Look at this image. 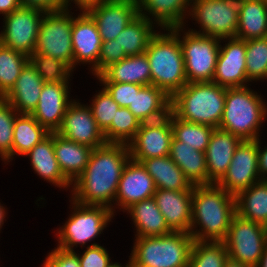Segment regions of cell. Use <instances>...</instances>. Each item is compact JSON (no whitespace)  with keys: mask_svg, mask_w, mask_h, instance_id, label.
<instances>
[{"mask_svg":"<svg viewBox=\"0 0 267 267\" xmlns=\"http://www.w3.org/2000/svg\"><path fill=\"white\" fill-rule=\"evenodd\" d=\"M29 62L39 73L44 83L72 81L73 71L61 60L33 53L29 56Z\"/></svg>","mask_w":267,"mask_h":267,"instance_id":"obj_41","label":"cell"},{"mask_svg":"<svg viewBox=\"0 0 267 267\" xmlns=\"http://www.w3.org/2000/svg\"><path fill=\"white\" fill-rule=\"evenodd\" d=\"M85 11L95 21L102 41L116 39L139 15L137 0H106L87 7Z\"/></svg>","mask_w":267,"mask_h":267,"instance_id":"obj_18","label":"cell"},{"mask_svg":"<svg viewBox=\"0 0 267 267\" xmlns=\"http://www.w3.org/2000/svg\"><path fill=\"white\" fill-rule=\"evenodd\" d=\"M168 156L177 164L193 186L208 185L205 152L196 150L173 137Z\"/></svg>","mask_w":267,"mask_h":267,"instance_id":"obj_30","label":"cell"},{"mask_svg":"<svg viewBox=\"0 0 267 267\" xmlns=\"http://www.w3.org/2000/svg\"><path fill=\"white\" fill-rule=\"evenodd\" d=\"M170 30L180 40L188 83L212 82L220 51V39L193 33L185 26Z\"/></svg>","mask_w":267,"mask_h":267,"instance_id":"obj_8","label":"cell"},{"mask_svg":"<svg viewBox=\"0 0 267 267\" xmlns=\"http://www.w3.org/2000/svg\"><path fill=\"white\" fill-rule=\"evenodd\" d=\"M127 55L116 39L102 41L101 52L98 60V76L110 65L118 63Z\"/></svg>","mask_w":267,"mask_h":267,"instance_id":"obj_46","label":"cell"},{"mask_svg":"<svg viewBox=\"0 0 267 267\" xmlns=\"http://www.w3.org/2000/svg\"><path fill=\"white\" fill-rule=\"evenodd\" d=\"M110 267H131V265H130V262H129V260H128L126 264H123V265H122V263H120V262H115V263H114L112 266H110Z\"/></svg>","mask_w":267,"mask_h":267,"instance_id":"obj_55","label":"cell"},{"mask_svg":"<svg viewBox=\"0 0 267 267\" xmlns=\"http://www.w3.org/2000/svg\"><path fill=\"white\" fill-rule=\"evenodd\" d=\"M21 6L20 0H0V14L4 17Z\"/></svg>","mask_w":267,"mask_h":267,"instance_id":"obj_50","label":"cell"},{"mask_svg":"<svg viewBox=\"0 0 267 267\" xmlns=\"http://www.w3.org/2000/svg\"><path fill=\"white\" fill-rule=\"evenodd\" d=\"M130 214L134 224L135 237L163 236L172 231L167 226L164 216L157 207L154 197L144 199L127 208L124 213Z\"/></svg>","mask_w":267,"mask_h":267,"instance_id":"obj_28","label":"cell"},{"mask_svg":"<svg viewBox=\"0 0 267 267\" xmlns=\"http://www.w3.org/2000/svg\"><path fill=\"white\" fill-rule=\"evenodd\" d=\"M159 30L150 39L145 54L151 69V84L172 98L188 83L185 62L179 38L170 29Z\"/></svg>","mask_w":267,"mask_h":267,"instance_id":"obj_3","label":"cell"},{"mask_svg":"<svg viewBox=\"0 0 267 267\" xmlns=\"http://www.w3.org/2000/svg\"><path fill=\"white\" fill-rule=\"evenodd\" d=\"M70 83L50 82L42 87L38 105L31 115L49 132H57L61 127L67 107L74 100L70 97Z\"/></svg>","mask_w":267,"mask_h":267,"instance_id":"obj_19","label":"cell"},{"mask_svg":"<svg viewBox=\"0 0 267 267\" xmlns=\"http://www.w3.org/2000/svg\"><path fill=\"white\" fill-rule=\"evenodd\" d=\"M141 123L167 117L171 111V98L154 85H145L135 91L133 101L127 107Z\"/></svg>","mask_w":267,"mask_h":267,"instance_id":"obj_26","label":"cell"},{"mask_svg":"<svg viewBox=\"0 0 267 267\" xmlns=\"http://www.w3.org/2000/svg\"><path fill=\"white\" fill-rule=\"evenodd\" d=\"M235 214V196L215 183L193 186L189 233L195 241H223Z\"/></svg>","mask_w":267,"mask_h":267,"instance_id":"obj_2","label":"cell"},{"mask_svg":"<svg viewBox=\"0 0 267 267\" xmlns=\"http://www.w3.org/2000/svg\"><path fill=\"white\" fill-rule=\"evenodd\" d=\"M71 212L68 219L55 230L57 246L65 251H75L78 245L82 248L99 245L95 243V238L104 234L103 230L112 220L114 214L110 208L105 206H94L79 204L73 199L69 200ZM113 218V219H112ZM93 240L94 243H91ZM91 243V245L87 243Z\"/></svg>","mask_w":267,"mask_h":267,"instance_id":"obj_7","label":"cell"},{"mask_svg":"<svg viewBox=\"0 0 267 267\" xmlns=\"http://www.w3.org/2000/svg\"><path fill=\"white\" fill-rule=\"evenodd\" d=\"M190 4L191 0H137L139 15L159 29L181 27L188 23Z\"/></svg>","mask_w":267,"mask_h":267,"instance_id":"obj_23","label":"cell"},{"mask_svg":"<svg viewBox=\"0 0 267 267\" xmlns=\"http://www.w3.org/2000/svg\"><path fill=\"white\" fill-rule=\"evenodd\" d=\"M258 1H262V2H265V3H267V0H258Z\"/></svg>","mask_w":267,"mask_h":267,"instance_id":"obj_56","label":"cell"},{"mask_svg":"<svg viewBox=\"0 0 267 267\" xmlns=\"http://www.w3.org/2000/svg\"><path fill=\"white\" fill-rule=\"evenodd\" d=\"M236 214L267 227V180H260L235 196Z\"/></svg>","mask_w":267,"mask_h":267,"instance_id":"obj_33","label":"cell"},{"mask_svg":"<svg viewBox=\"0 0 267 267\" xmlns=\"http://www.w3.org/2000/svg\"><path fill=\"white\" fill-rule=\"evenodd\" d=\"M141 121L126 107H119L110 127L103 133L107 143L128 145L140 129Z\"/></svg>","mask_w":267,"mask_h":267,"instance_id":"obj_39","label":"cell"},{"mask_svg":"<svg viewBox=\"0 0 267 267\" xmlns=\"http://www.w3.org/2000/svg\"><path fill=\"white\" fill-rule=\"evenodd\" d=\"M65 1H66L67 8L73 9L72 8L73 4H75L74 7L77 9L74 11H77V10H85L87 7L91 5H94L96 3H100L106 0H65Z\"/></svg>","mask_w":267,"mask_h":267,"instance_id":"obj_51","label":"cell"},{"mask_svg":"<svg viewBox=\"0 0 267 267\" xmlns=\"http://www.w3.org/2000/svg\"><path fill=\"white\" fill-rule=\"evenodd\" d=\"M42 267H80L78 255L74 251H65L54 247L47 253Z\"/></svg>","mask_w":267,"mask_h":267,"instance_id":"obj_47","label":"cell"},{"mask_svg":"<svg viewBox=\"0 0 267 267\" xmlns=\"http://www.w3.org/2000/svg\"><path fill=\"white\" fill-rule=\"evenodd\" d=\"M257 267H267V244Z\"/></svg>","mask_w":267,"mask_h":267,"instance_id":"obj_54","label":"cell"},{"mask_svg":"<svg viewBox=\"0 0 267 267\" xmlns=\"http://www.w3.org/2000/svg\"><path fill=\"white\" fill-rule=\"evenodd\" d=\"M228 252L223 241H195L188 267H224Z\"/></svg>","mask_w":267,"mask_h":267,"instance_id":"obj_38","label":"cell"},{"mask_svg":"<svg viewBox=\"0 0 267 267\" xmlns=\"http://www.w3.org/2000/svg\"><path fill=\"white\" fill-rule=\"evenodd\" d=\"M29 62V56L0 43V99L15 85L21 70Z\"/></svg>","mask_w":267,"mask_h":267,"instance_id":"obj_37","label":"cell"},{"mask_svg":"<svg viewBox=\"0 0 267 267\" xmlns=\"http://www.w3.org/2000/svg\"><path fill=\"white\" fill-rule=\"evenodd\" d=\"M29 158L30 166L40 179L54 187L71 192L72 184L64 177L54 151V132L36 144L24 157Z\"/></svg>","mask_w":267,"mask_h":267,"instance_id":"obj_24","label":"cell"},{"mask_svg":"<svg viewBox=\"0 0 267 267\" xmlns=\"http://www.w3.org/2000/svg\"><path fill=\"white\" fill-rule=\"evenodd\" d=\"M223 242L229 258L257 267L267 244V227L235 214Z\"/></svg>","mask_w":267,"mask_h":267,"instance_id":"obj_11","label":"cell"},{"mask_svg":"<svg viewBox=\"0 0 267 267\" xmlns=\"http://www.w3.org/2000/svg\"><path fill=\"white\" fill-rule=\"evenodd\" d=\"M98 82L134 83L151 85V69L145 53L127 56L118 63L107 67L99 76Z\"/></svg>","mask_w":267,"mask_h":267,"instance_id":"obj_27","label":"cell"},{"mask_svg":"<svg viewBox=\"0 0 267 267\" xmlns=\"http://www.w3.org/2000/svg\"><path fill=\"white\" fill-rule=\"evenodd\" d=\"M4 204H1L0 202V231H2V226L4 225V221L6 222L7 219H5L7 217V213L8 211L6 210L7 208L5 206H3ZM1 233V232H0Z\"/></svg>","mask_w":267,"mask_h":267,"instance_id":"obj_52","label":"cell"},{"mask_svg":"<svg viewBox=\"0 0 267 267\" xmlns=\"http://www.w3.org/2000/svg\"><path fill=\"white\" fill-rule=\"evenodd\" d=\"M158 29L153 22L138 15L121 31L116 40L127 56L140 55L145 53L150 39Z\"/></svg>","mask_w":267,"mask_h":267,"instance_id":"obj_35","label":"cell"},{"mask_svg":"<svg viewBox=\"0 0 267 267\" xmlns=\"http://www.w3.org/2000/svg\"><path fill=\"white\" fill-rule=\"evenodd\" d=\"M56 133L70 141L87 145L93 149L107 143L88 103L83 104L77 98L67 107L62 125Z\"/></svg>","mask_w":267,"mask_h":267,"instance_id":"obj_17","label":"cell"},{"mask_svg":"<svg viewBox=\"0 0 267 267\" xmlns=\"http://www.w3.org/2000/svg\"><path fill=\"white\" fill-rule=\"evenodd\" d=\"M263 142L258 139V171L261 180H267V146L261 145ZM267 145V144H266Z\"/></svg>","mask_w":267,"mask_h":267,"instance_id":"obj_49","label":"cell"},{"mask_svg":"<svg viewBox=\"0 0 267 267\" xmlns=\"http://www.w3.org/2000/svg\"><path fill=\"white\" fill-rule=\"evenodd\" d=\"M246 75L254 84L267 79V37L246 40Z\"/></svg>","mask_w":267,"mask_h":267,"instance_id":"obj_40","label":"cell"},{"mask_svg":"<svg viewBox=\"0 0 267 267\" xmlns=\"http://www.w3.org/2000/svg\"><path fill=\"white\" fill-rule=\"evenodd\" d=\"M80 267H110L113 262L107 249L101 244L85 248L83 253H78Z\"/></svg>","mask_w":267,"mask_h":267,"instance_id":"obj_45","label":"cell"},{"mask_svg":"<svg viewBox=\"0 0 267 267\" xmlns=\"http://www.w3.org/2000/svg\"><path fill=\"white\" fill-rule=\"evenodd\" d=\"M140 163L153 178L156 189L193 190V185L169 156L143 159Z\"/></svg>","mask_w":267,"mask_h":267,"instance_id":"obj_31","label":"cell"},{"mask_svg":"<svg viewBox=\"0 0 267 267\" xmlns=\"http://www.w3.org/2000/svg\"><path fill=\"white\" fill-rule=\"evenodd\" d=\"M22 6L42 9L46 12H56L67 8L65 0H20Z\"/></svg>","mask_w":267,"mask_h":267,"instance_id":"obj_48","label":"cell"},{"mask_svg":"<svg viewBox=\"0 0 267 267\" xmlns=\"http://www.w3.org/2000/svg\"><path fill=\"white\" fill-rule=\"evenodd\" d=\"M113 100L120 107H128L133 101L135 91H139L143 86L134 83L100 82Z\"/></svg>","mask_w":267,"mask_h":267,"instance_id":"obj_44","label":"cell"},{"mask_svg":"<svg viewBox=\"0 0 267 267\" xmlns=\"http://www.w3.org/2000/svg\"><path fill=\"white\" fill-rule=\"evenodd\" d=\"M251 87L226 88L219 128L241 140H257L267 120V101ZM261 131V132H260Z\"/></svg>","mask_w":267,"mask_h":267,"instance_id":"obj_4","label":"cell"},{"mask_svg":"<svg viewBox=\"0 0 267 267\" xmlns=\"http://www.w3.org/2000/svg\"><path fill=\"white\" fill-rule=\"evenodd\" d=\"M134 240L129 256L131 267H188L194 242L190 233L171 232Z\"/></svg>","mask_w":267,"mask_h":267,"instance_id":"obj_6","label":"cell"},{"mask_svg":"<svg viewBox=\"0 0 267 267\" xmlns=\"http://www.w3.org/2000/svg\"><path fill=\"white\" fill-rule=\"evenodd\" d=\"M131 159L126 144L94 148L83 173L72 183L69 198L79 204L105 206L114 214V200L123 170Z\"/></svg>","mask_w":267,"mask_h":267,"instance_id":"obj_1","label":"cell"},{"mask_svg":"<svg viewBox=\"0 0 267 267\" xmlns=\"http://www.w3.org/2000/svg\"><path fill=\"white\" fill-rule=\"evenodd\" d=\"M261 180L258 171V139L242 140L224 176L216 183L236 196Z\"/></svg>","mask_w":267,"mask_h":267,"instance_id":"obj_13","label":"cell"},{"mask_svg":"<svg viewBox=\"0 0 267 267\" xmlns=\"http://www.w3.org/2000/svg\"><path fill=\"white\" fill-rule=\"evenodd\" d=\"M245 59L246 40L237 37L220 39V51L212 82L226 88L252 86L246 75Z\"/></svg>","mask_w":267,"mask_h":267,"instance_id":"obj_15","label":"cell"},{"mask_svg":"<svg viewBox=\"0 0 267 267\" xmlns=\"http://www.w3.org/2000/svg\"><path fill=\"white\" fill-rule=\"evenodd\" d=\"M72 20L73 72L76 67L88 65L91 75L98 76V60L102 39L97 25L85 10H78ZM85 64V65H84ZM90 65V66H89Z\"/></svg>","mask_w":267,"mask_h":267,"instance_id":"obj_14","label":"cell"},{"mask_svg":"<svg viewBox=\"0 0 267 267\" xmlns=\"http://www.w3.org/2000/svg\"><path fill=\"white\" fill-rule=\"evenodd\" d=\"M49 134L50 132L31 114H18L14 121L12 160L15 159V155H26Z\"/></svg>","mask_w":267,"mask_h":267,"instance_id":"obj_34","label":"cell"},{"mask_svg":"<svg viewBox=\"0 0 267 267\" xmlns=\"http://www.w3.org/2000/svg\"><path fill=\"white\" fill-rule=\"evenodd\" d=\"M153 197L172 232H190L192 190L156 189Z\"/></svg>","mask_w":267,"mask_h":267,"instance_id":"obj_21","label":"cell"},{"mask_svg":"<svg viewBox=\"0 0 267 267\" xmlns=\"http://www.w3.org/2000/svg\"><path fill=\"white\" fill-rule=\"evenodd\" d=\"M171 127L173 137L196 150L206 152L214 127L206 124H197L178 118L171 111Z\"/></svg>","mask_w":267,"mask_h":267,"instance_id":"obj_36","label":"cell"},{"mask_svg":"<svg viewBox=\"0 0 267 267\" xmlns=\"http://www.w3.org/2000/svg\"><path fill=\"white\" fill-rule=\"evenodd\" d=\"M156 187L153 178L140 162L132 159L126 164L120 178L114 200V216L116 209L124 212L131 205L154 196Z\"/></svg>","mask_w":267,"mask_h":267,"instance_id":"obj_20","label":"cell"},{"mask_svg":"<svg viewBox=\"0 0 267 267\" xmlns=\"http://www.w3.org/2000/svg\"><path fill=\"white\" fill-rule=\"evenodd\" d=\"M224 267H250V266L242 264L228 257V259L225 262Z\"/></svg>","mask_w":267,"mask_h":267,"instance_id":"obj_53","label":"cell"},{"mask_svg":"<svg viewBox=\"0 0 267 267\" xmlns=\"http://www.w3.org/2000/svg\"><path fill=\"white\" fill-rule=\"evenodd\" d=\"M238 0H191L187 20L191 19L195 28L187 30L196 34L219 39L236 37L238 27ZM201 29V30H200ZM198 30V31H197Z\"/></svg>","mask_w":267,"mask_h":267,"instance_id":"obj_9","label":"cell"},{"mask_svg":"<svg viewBox=\"0 0 267 267\" xmlns=\"http://www.w3.org/2000/svg\"><path fill=\"white\" fill-rule=\"evenodd\" d=\"M93 148L54 132V151L64 177L72 184L84 171Z\"/></svg>","mask_w":267,"mask_h":267,"instance_id":"obj_29","label":"cell"},{"mask_svg":"<svg viewBox=\"0 0 267 267\" xmlns=\"http://www.w3.org/2000/svg\"><path fill=\"white\" fill-rule=\"evenodd\" d=\"M241 141L239 137L228 131L214 129L205 152L208 185L216 184L224 176Z\"/></svg>","mask_w":267,"mask_h":267,"instance_id":"obj_22","label":"cell"},{"mask_svg":"<svg viewBox=\"0 0 267 267\" xmlns=\"http://www.w3.org/2000/svg\"><path fill=\"white\" fill-rule=\"evenodd\" d=\"M46 11L21 6L2 18L0 43L27 56L34 53L39 26Z\"/></svg>","mask_w":267,"mask_h":267,"instance_id":"obj_12","label":"cell"},{"mask_svg":"<svg viewBox=\"0 0 267 267\" xmlns=\"http://www.w3.org/2000/svg\"><path fill=\"white\" fill-rule=\"evenodd\" d=\"M172 138L170 111L163 119L141 123L140 129L128 144L130 157L141 162L143 159L168 156Z\"/></svg>","mask_w":267,"mask_h":267,"instance_id":"obj_16","label":"cell"},{"mask_svg":"<svg viewBox=\"0 0 267 267\" xmlns=\"http://www.w3.org/2000/svg\"><path fill=\"white\" fill-rule=\"evenodd\" d=\"M98 92V93H97ZM88 106L99 127L104 133L111 125L112 119L116 115V110L120 107L109 93L102 87V90L96 91Z\"/></svg>","mask_w":267,"mask_h":267,"instance_id":"obj_43","label":"cell"},{"mask_svg":"<svg viewBox=\"0 0 267 267\" xmlns=\"http://www.w3.org/2000/svg\"><path fill=\"white\" fill-rule=\"evenodd\" d=\"M17 115L8 101L0 99V158L7 165L12 162L13 129Z\"/></svg>","mask_w":267,"mask_h":267,"instance_id":"obj_42","label":"cell"},{"mask_svg":"<svg viewBox=\"0 0 267 267\" xmlns=\"http://www.w3.org/2000/svg\"><path fill=\"white\" fill-rule=\"evenodd\" d=\"M66 8L46 12L39 26L34 53L51 56L64 62L73 71L72 20L74 12Z\"/></svg>","mask_w":267,"mask_h":267,"instance_id":"obj_10","label":"cell"},{"mask_svg":"<svg viewBox=\"0 0 267 267\" xmlns=\"http://www.w3.org/2000/svg\"><path fill=\"white\" fill-rule=\"evenodd\" d=\"M43 85V79L28 62L4 99L12 105L18 114H32L38 105Z\"/></svg>","mask_w":267,"mask_h":267,"instance_id":"obj_25","label":"cell"},{"mask_svg":"<svg viewBox=\"0 0 267 267\" xmlns=\"http://www.w3.org/2000/svg\"><path fill=\"white\" fill-rule=\"evenodd\" d=\"M226 87L214 82L187 83L171 98V111L180 119L219 128Z\"/></svg>","mask_w":267,"mask_h":267,"instance_id":"obj_5","label":"cell"},{"mask_svg":"<svg viewBox=\"0 0 267 267\" xmlns=\"http://www.w3.org/2000/svg\"><path fill=\"white\" fill-rule=\"evenodd\" d=\"M239 15L236 37L243 40L267 37V3L238 0Z\"/></svg>","mask_w":267,"mask_h":267,"instance_id":"obj_32","label":"cell"}]
</instances>
